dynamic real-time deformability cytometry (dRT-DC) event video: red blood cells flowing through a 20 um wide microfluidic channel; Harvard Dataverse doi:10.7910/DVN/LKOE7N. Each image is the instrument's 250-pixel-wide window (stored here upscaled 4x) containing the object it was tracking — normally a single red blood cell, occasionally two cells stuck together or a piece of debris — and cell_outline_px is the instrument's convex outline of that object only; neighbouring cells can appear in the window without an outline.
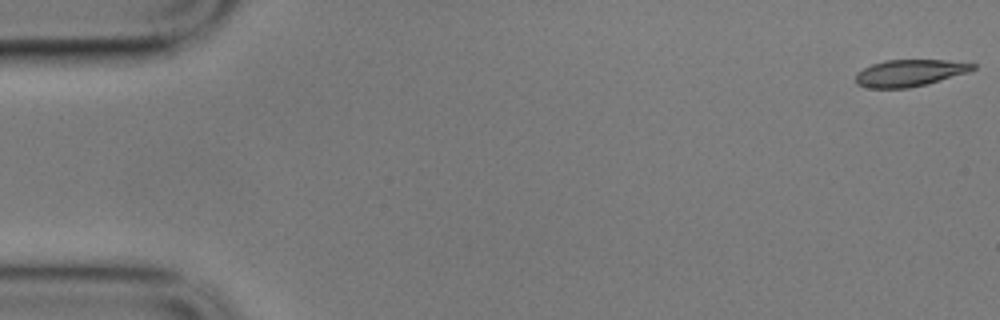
{"species": "common noctule bat (a hibernating species)", "species_latin": "Nyctalus noctula", "temperature_condition": "cold", "stored_images_in_passage": 11, "camera_frame_rate_fps": 3000, "um_per_image_px": 0.085, "animal": {"sex": "male", "body_mass_g": 17.9}, "frame": {"image": 1, "passage_image": 1, "time_ms": 0.0, "image_size_px": [1000, 320], "cell_outline_px": [[976, 68], [968, 72], [928, 84], [908, 88], [868, 88], [856, 84], [856, 76], [864, 68], [872, 64], [884, 60], [944, 60], [976, 64]], "centroid_in_image_um": [77.33, 6.21], "position_along_channel_um": 7.7, "area_um2": 18.21}}
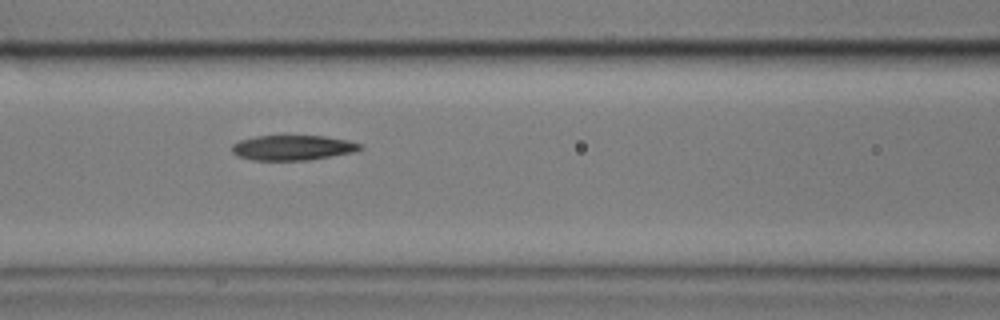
{"frame": {"image": 2, "passage_image": 7, "time_ms": 2.0, "image_size_px": [1000, 320], "cell_outline_px": [[364, 148], [356, 152], [308, 160], [252, 160], [236, 156], [232, 152], [232, 144], [240, 140], [256, 136], [324, 136], [348, 140], [364, 144]], "centroid_in_image_um": [24.92, 12.56], "position_along_channel_um": 141.7, "area_um2": 18.9}}
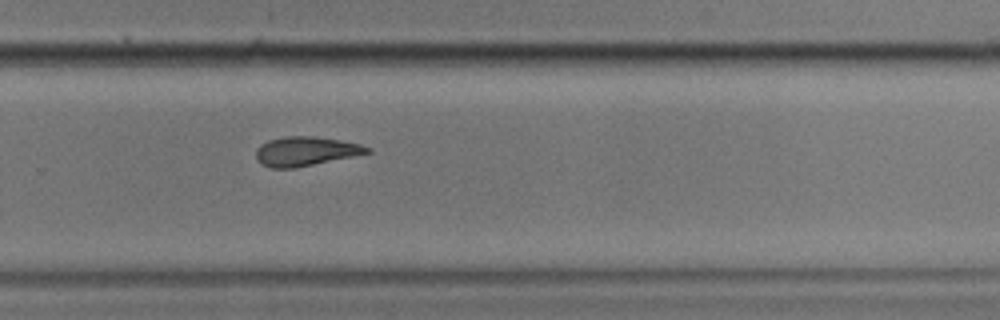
{"frame": {"image": 3, "passage_image": 11, "time_ms": 3.333, "image_size_px": [1000, 320], "cell_outline_px": [[372, 152], [296, 168], [268, 168], [260, 164], [256, 160], [256, 148], [260, 144], [268, 140], [284, 136], [312, 136], [340, 140], [360, 144], [372, 148]], "centroid_in_image_um": [25.94, 12.86], "position_along_channel_um": 303.9, "area_um2": 19.13}}